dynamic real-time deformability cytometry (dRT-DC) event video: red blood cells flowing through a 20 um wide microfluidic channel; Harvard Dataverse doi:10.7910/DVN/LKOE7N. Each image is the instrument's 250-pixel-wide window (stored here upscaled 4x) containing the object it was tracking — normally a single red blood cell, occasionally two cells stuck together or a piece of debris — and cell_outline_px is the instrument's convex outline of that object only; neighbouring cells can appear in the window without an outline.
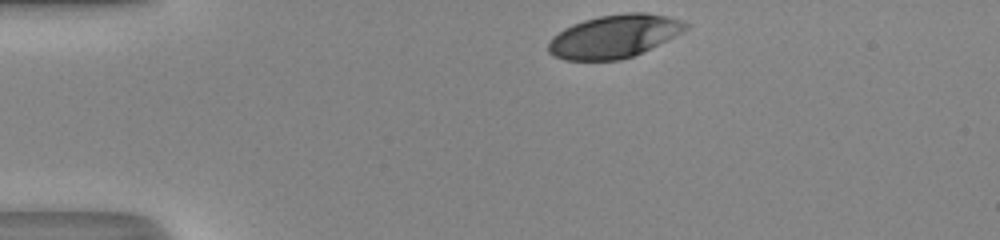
{"species": "human", "species_latin": "Homo sapiens", "temperature_condition": "room temperature", "stored_images_in_passage": 31, "camera_frame_rate_fps": 3000, "um_per_image_px": 0.085, "donor": {"sex": "male"}, "frame": {"image": 1, "passage_image": 1, "time_ms": 0.0, "image_size_px": [1000, 240], "cell_outline_px": [[688, 28], [632, 56], [620, 60], [564, 60], [548, 52], [548, 44], [552, 36], [564, 28], [572, 24], [584, 20], [600, 16], [624, 12], [644, 12], [668, 16], [680, 20], [688, 24]], "centroid_in_image_um": [52.14, 3.07], "position_along_channel_um": 32.9, "area_um2": 33.93}}
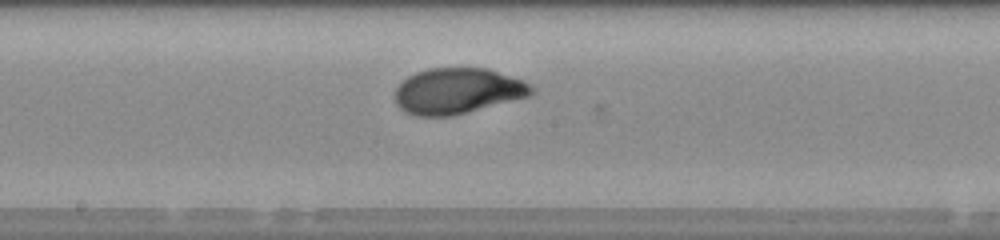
{"frame": {"image": 2, "passage_image": 18, "time_ms": 5.667, "image_size_px": [1000, 240], "cell_outline_px": [[536, 92], [528, 96], [452, 116], [416, 116], [404, 112], [396, 104], [396, 88], [408, 76], [416, 72], [428, 68], [488, 68], [524, 80], [536, 88]], "centroid_in_image_um": [38.91, 7.73], "position_along_channel_um": 209.3, "area_um2": 36.47}}
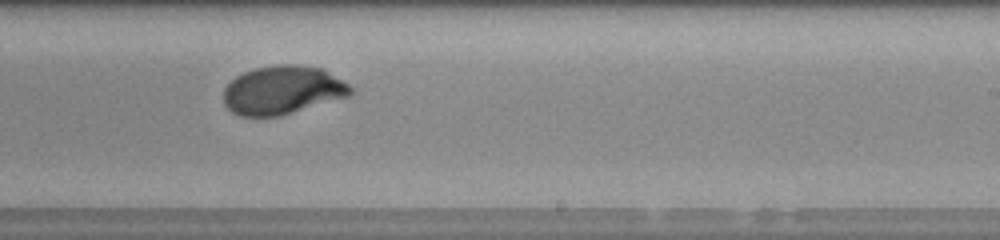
{"frame": {"image": 3, "passage_image": 22, "time_ms": 7.0, "image_size_px": [1000, 240], "cell_outline_px": [[352, 92], [348, 96], [280, 116], [240, 116], [232, 112], [224, 104], [224, 88], [236, 76], [252, 68], [276, 64], [296, 64], [324, 68], [348, 84], [352, 88]], "centroid_in_image_um": [24.01, 7.64], "position_along_channel_um": 265.0, "area_um2": 36.01}, "authors_computed_cell_mechanics": {"area_um2": 36.3562, "velocity_mm_per_s": 4.1921, "shape_relaxation_time_tau1_ms": 4.511, "shape_relaxation_time_tau2_ms": null, "deformation_change_tau1": 0.1986, "deformation_change_tau2": null}}